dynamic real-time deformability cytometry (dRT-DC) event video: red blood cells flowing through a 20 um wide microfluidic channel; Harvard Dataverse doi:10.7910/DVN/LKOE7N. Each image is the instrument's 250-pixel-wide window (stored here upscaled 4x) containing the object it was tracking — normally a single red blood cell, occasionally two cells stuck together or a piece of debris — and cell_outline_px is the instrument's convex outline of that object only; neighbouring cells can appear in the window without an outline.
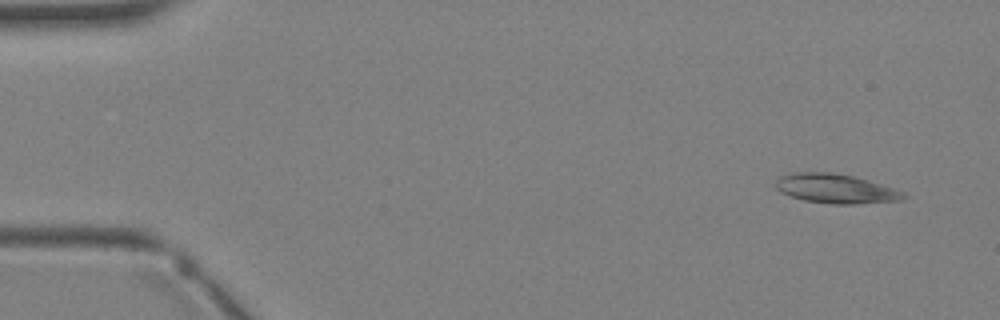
{"species": "Egyptian fruit bat (a non-hibernating species)", "species_latin": "Rousettus aegyptiacus", "temperature_condition": "warm", "stored_images_in_passage": 3, "camera_frame_rate_fps": 3000, "um_per_image_px": 0.085, "animal": {"sex": "female"}, "frame": {"image": 1, "passage_image": 1, "time_ms": 0.0, "image_size_px": [1000, 320], "cell_outline_px": [[908, 196], [904, 200], [856, 204], [832, 204], [804, 200], [780, 192], [776, 188], [776, 180], [780, 176], [796, 172], [832, 172], [852, 176], [868, 180], [904, 192]], "centroid_in_image_um": [71.05, 16.04], "position_along_channel_um": 14.0, "area_um2": 21.79}}
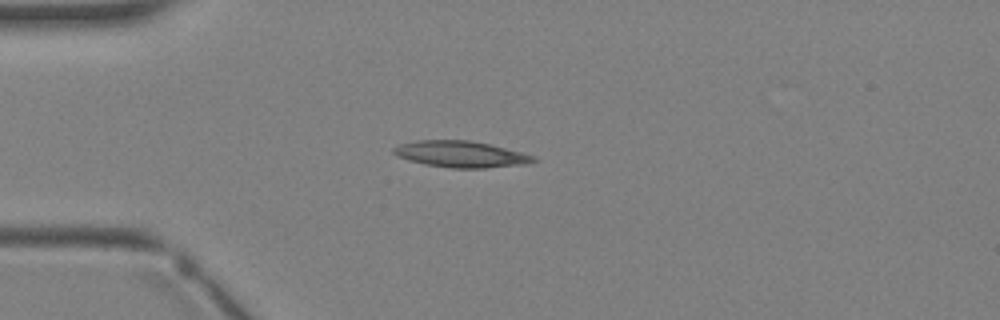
{"frame": {"image": 2, "passage_image": 3, "time_ms": 2.333, "image_size_px": [1000, 320], "cell_outline_px": [[540, 160], [528, 164], [484, 168], [452, 168], [424, 164], [408, 160], [392, 152], [392, 148], [400, 144], [416, 140], [468, 140], [488, 144], [536, 156]], "centroid_in_image_um": [39.2, 13.11], "position_along_channel_um": 45.8, "area_um2": 21.44}}